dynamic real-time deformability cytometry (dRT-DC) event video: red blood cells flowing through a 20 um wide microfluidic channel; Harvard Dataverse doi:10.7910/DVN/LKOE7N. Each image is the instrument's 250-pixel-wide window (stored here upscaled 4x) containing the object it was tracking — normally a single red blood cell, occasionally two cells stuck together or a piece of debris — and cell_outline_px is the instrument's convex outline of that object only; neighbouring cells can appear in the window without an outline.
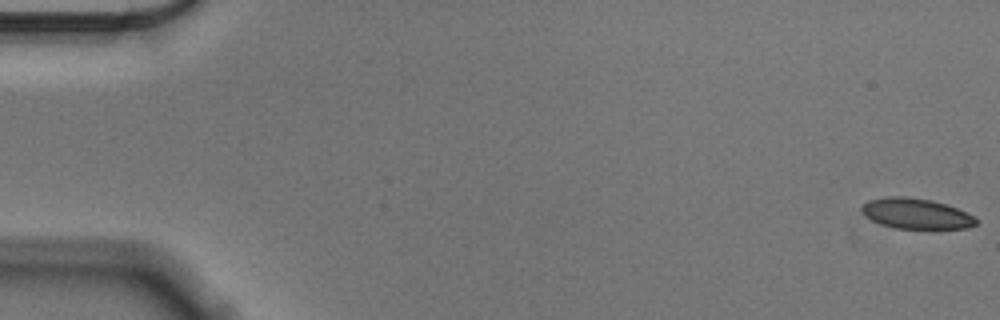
{"species": "Egyptian fruit bat (a non-hibernating species)", "species_latin": "Rousettus aegyptiacus", "temperature_condition": "cold", "stored_images_in_passage": 57, "camera_frame_rate_fps": 3000, "um_per_image_px": 0.085, "animal": {"sex": "male"}, "frame": {"image": 1, "passage_image": 1, "time_ms": 0.0, "image_size_px": [1000, 320], "cell_outline_px": [[980, 220], [976, 224], [968, 228], [896, 228], [880, 224], [872, 220], [860, 208], [868, 200], [884, 196], [904, 196], [928, 200], [944, 204], [956, 208], [976, 216]], "centroid_in_image_um": [77.89, 18.15], "position_along_channel_um": 7.1, "area_um2": 20.11}}
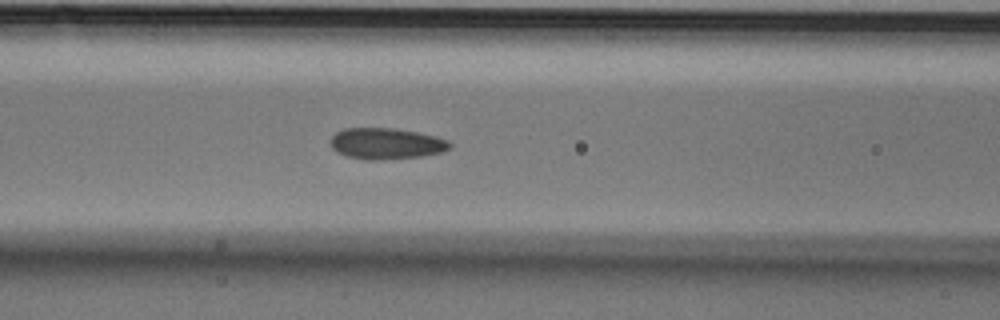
{"frame": {"image": 2, "passage_image": 24, "time_ms": 7.667, "image_size_px": [1000, 320], "cell_outline_px": [[452, 148], [440, 152], [420, 156], [384, 160], [364, 160], [348, 156], [332, 148], [328, 140], [336, 132], [344, 128], [392, 128], [416, 132], [436, 136], [448, 140], [452, 144]], "centroid_in_image_um": [32.82, 12.2], "position_along_channel_um": 133.8, "area_um2": 21.73}}
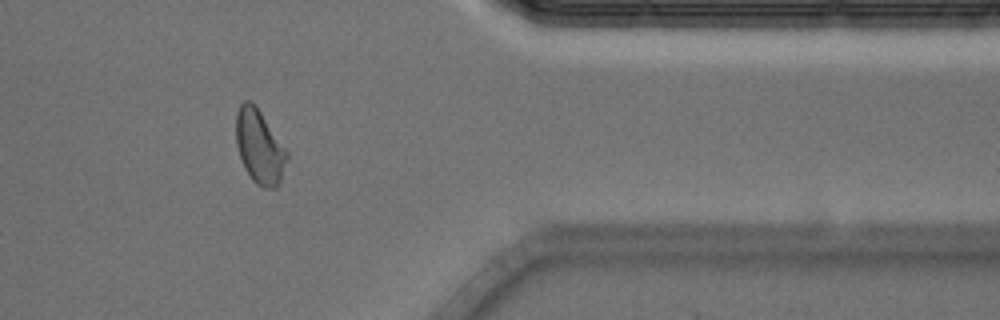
{"frame": {"image": 3, "passage_image": 47, "time_ms": 15.333, "image_size_px": [1000, 320], "cell_outline_px": [[288, 156], [280, 180], [276, 188], [260, 188], [252, 180], [244, 168], [236, 144], [236, 112], [240, 104], [244, 100], [248, 100], [260, 112], [288, 152]], "centroid_in_image_um": [22.03, 12.51], "position_along_channel_um": 389.4, "area_um2": 21.62}, "authors_computed_cell_mechanics": {"area_um2": 21.3282, "velocity_mm_per_s": 3.5605, "shape_relaxation_time_tau1_ms": 6.889, "shape_relaxation_time_tau2_ms": 1.7197, "deformation_change_tau1": 0.13, "deformation_change_tau2": 0.0865}}